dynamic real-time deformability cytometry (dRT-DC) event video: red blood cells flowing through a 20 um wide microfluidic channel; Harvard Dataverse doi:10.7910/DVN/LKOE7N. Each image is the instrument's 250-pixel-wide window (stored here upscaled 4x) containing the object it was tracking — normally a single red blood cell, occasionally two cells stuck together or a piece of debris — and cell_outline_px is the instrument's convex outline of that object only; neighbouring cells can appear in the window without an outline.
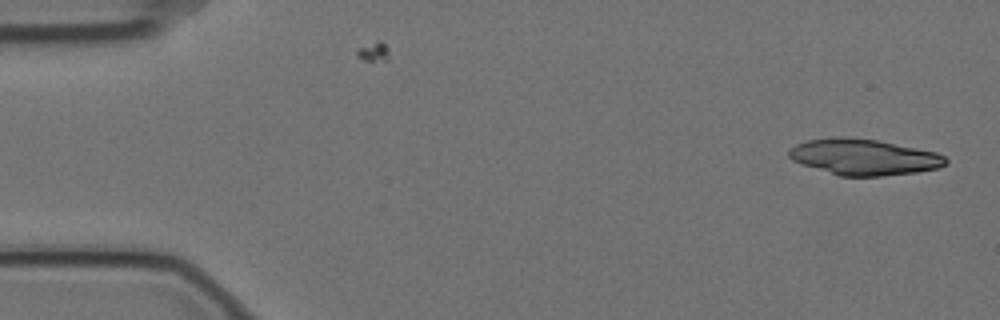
{"species": "Egyptian fruit bat (a non-hibernating species)", "species_latin": "Rousettus aegyptiacus", "temperature_condition": "cold", "stored_images_in_passage": 15, "camera_frame_rate_fps": 3000, "um_per_image_px": 0.085, "animal": {"sex": "female"}, "frame": {"image": 1, "passage_image": 1, "time_ms": 0.0, "image_size_px": [1000, 320], "cell_outline_px": [[948, 164], [940, 168], [916, 172], [880, 176], [840, 176], [800, 164], [792, 160], [788, 156], [788, 148], [796, 144], [808, 140], [836, 136], [844, 136], [876, 140], [936, 152], [944, 156], [948, 160]], "centroid_in_image_um": [73.4, 13.35], "position_along_channel_um": 11.6, "area_um2": 33.06}}